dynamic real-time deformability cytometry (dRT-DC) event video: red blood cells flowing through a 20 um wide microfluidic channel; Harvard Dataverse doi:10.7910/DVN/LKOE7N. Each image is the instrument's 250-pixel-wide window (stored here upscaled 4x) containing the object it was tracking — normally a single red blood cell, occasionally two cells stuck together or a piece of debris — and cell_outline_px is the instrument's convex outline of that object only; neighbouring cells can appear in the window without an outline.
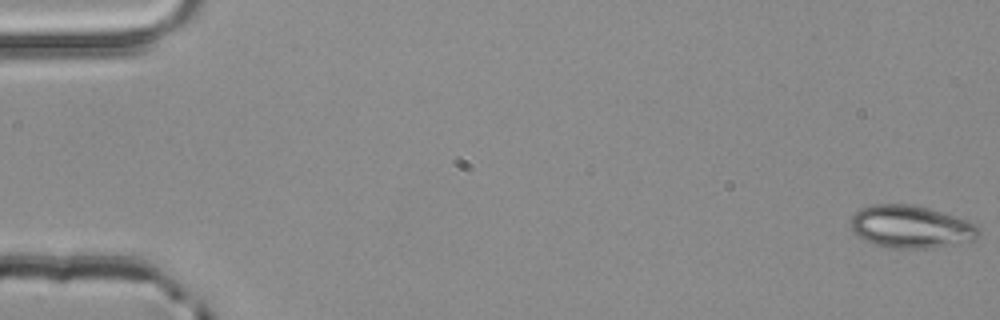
{"species": "common noctule bat (a hibernating species)", "species_latin": "Nyctalus noctula", "temperature_condition": "room temperature", "stored_images_in_passage": 4, "camera_frame_rate_fps": 3000, "um_per_image_px": 0.085, "animal": {"sex": "male", "body_mass_g": 20.4}, "frame": {"image": 1, "passage_image": 1, "time_ms": 0.0, "image_size_px": [1000, 320], "cell_outline_px": [[980, 236], [972, 240], [932, 248], [888, 248], [864, 240], [856, 236], [852, 232], [848, 224], [852, 216], [860, 208], [876, 204], [908, 204], [928, 208], [968, 220], [976, 224], [980, 232]], "centroid_in_image_um": [77.38, 19.28], "position_along_channel_um": 7.6, "area_um2": 31.91}}